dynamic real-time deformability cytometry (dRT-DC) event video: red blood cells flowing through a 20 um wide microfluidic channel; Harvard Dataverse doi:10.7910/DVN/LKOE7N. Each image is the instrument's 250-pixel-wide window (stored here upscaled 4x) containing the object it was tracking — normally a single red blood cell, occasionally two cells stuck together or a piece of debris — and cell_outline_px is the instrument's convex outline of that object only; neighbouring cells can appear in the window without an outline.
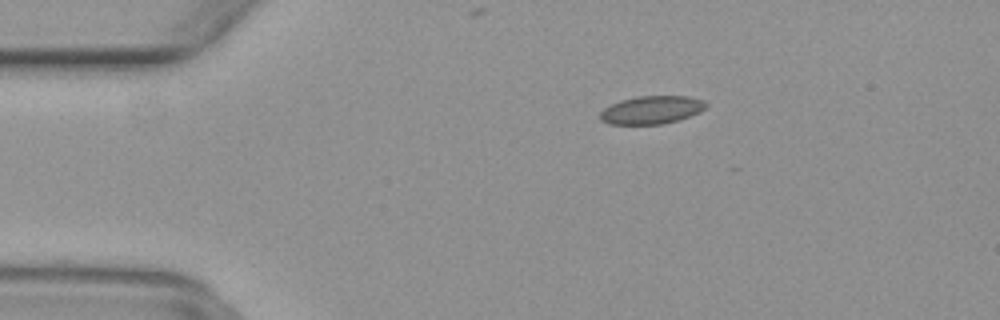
{"species": "common noctule bat (a hibernating species)", "species_latin": "Nyctalus noctula", "temperature_condition": "warm", "stored_images_in_passage": 13, "camera_frame_rate_fps": 3000, "um_per_image_px": 0.085, "animal": {"sex": "female", "body_mass_g": 29.2, "forearm_length_mm": 56.3}, "frame": {"image": 1, "passage_image": 10, "time_ms": 3.0, "image_size_px": [1000, 320], "cell_outline_px": [[708, 104], [700, 112], [664, 124], [608, 124], [600, 120], [600, 112], [604, 108], [620, 100], [636, 96], [688, 96], [704, 100]], "centroid_in_image_um": [55.37, 9.34], "position_along_channel_um": 29.6, "area_um2": 17.28}}